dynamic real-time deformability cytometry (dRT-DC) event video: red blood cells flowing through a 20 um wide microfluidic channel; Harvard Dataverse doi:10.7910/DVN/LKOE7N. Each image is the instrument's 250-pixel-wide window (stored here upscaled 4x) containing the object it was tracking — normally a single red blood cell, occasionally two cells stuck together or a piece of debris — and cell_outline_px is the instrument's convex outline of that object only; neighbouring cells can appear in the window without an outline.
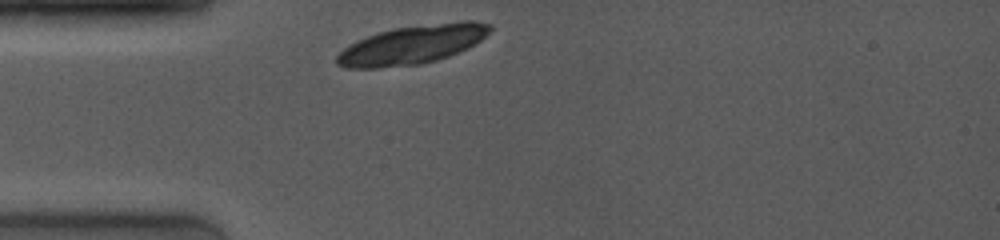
{"species": "common noctule bat (a hibernating species)", "species_latin": "Nyctalus noctula", "temperature_condition": "room temperature", "stored_images_in_passage": 1, "camera_frame_rate_fps": 4000, "um_per_image_px": 0.085, "animal": {"sex": "female", "body_mass_g": 19.0, "forearm_length_mm": 53.3}, "frame": {"image": 1, "passage_image": 1, "time_ms": 0.0, "image_size_px": [1000, 240], "cell_outline_px": [[492, 28], [480, 40], [468, 48], [448, 56], [436, 60], [420, 64], [380, 68], [344, 68], [336, 64], [336, 56], [344, 48], [356, 40], [392, 28], [464, 20], [472, 20], [492, 24]], "centroid_in_image_um": [35.03, 3.8], "position_along_channel_um": 50.0, "area_um2": 34.56}}